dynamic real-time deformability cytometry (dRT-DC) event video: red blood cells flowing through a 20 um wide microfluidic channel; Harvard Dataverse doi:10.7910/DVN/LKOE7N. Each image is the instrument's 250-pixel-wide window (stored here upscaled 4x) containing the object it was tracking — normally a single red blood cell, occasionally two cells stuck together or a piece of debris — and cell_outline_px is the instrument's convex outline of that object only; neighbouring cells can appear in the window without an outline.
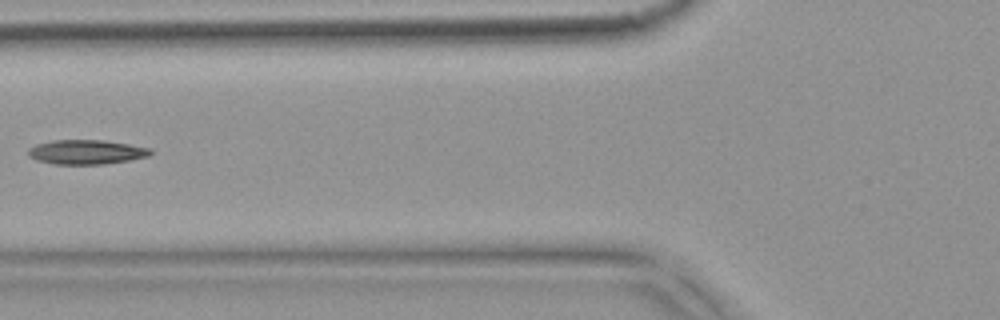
{"species": "common noctule bat (a hibernating species)", "species_latin": "Nyctalus noctula", "temperature_condition": "warm", "stored_images_in_passage": 7, "camera_frame_rate_fps": 3000, "um_per_image_px": 0.085, "animal": {"sex": "female", "body_mass_g": 18.4}, "frame": {"image": 1, "passage_image": 6, "time_ms": 1.667, "image_size_px": [1000, 320], "cell_outline_px": [[152, 152], [148, 156], [132, 160], [104, 164], [56, 164], [36, 160], [28, 156], [28, 148], [36, 144], [52, 140], [104, 140], [152, 148]], "centroid_in_image_um": [7.34, 12.92], "position_along_channel_um": 118.5, "area_um2": 17.51}}